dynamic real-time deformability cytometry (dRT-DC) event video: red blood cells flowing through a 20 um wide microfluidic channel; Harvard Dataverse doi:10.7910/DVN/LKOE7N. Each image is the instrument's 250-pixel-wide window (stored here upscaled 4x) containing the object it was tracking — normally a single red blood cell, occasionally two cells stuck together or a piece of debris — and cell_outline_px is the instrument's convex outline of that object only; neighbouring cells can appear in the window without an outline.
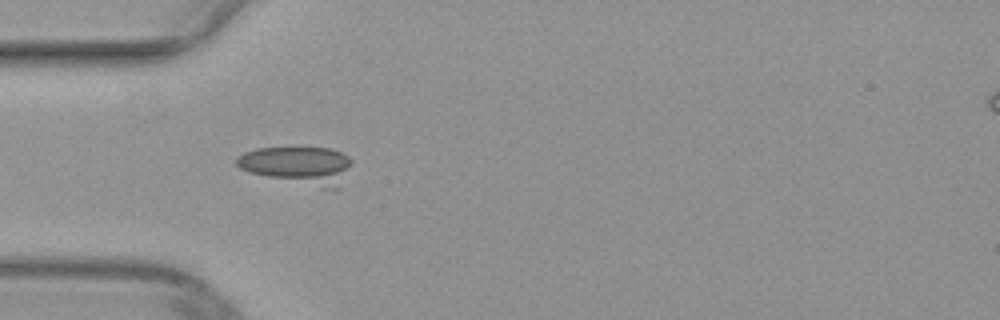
{"species": "common noctule bat (a hibernating species)", "species_latin": "Nyctalus noctula", "temperature_condition": "warm", "stored_images_in_passage": 39, "camera_frame_rate_fps": 3000, "um_per_image_px": 0.085, "animal": {"sex": "female", "body_mass_g": 29.2, "forearm_length_mm": 56.3}, "frame": {"image": 1, "passage_image": 4, "time_ms": 1.0, "image_size_px": [1000, 320], "cell_outline_px": [[352, 164], [340, 188], [324, 188], [248, 172], [240, 168], [236, 164], [236, 156], [244, 152], [256, 148], [332, 148], [348, 156], [352, 160]], "centroid_in_image_um": [25.36, 14.03], "position_along_channel_um": 59.6, "area_um2": 25.14}}
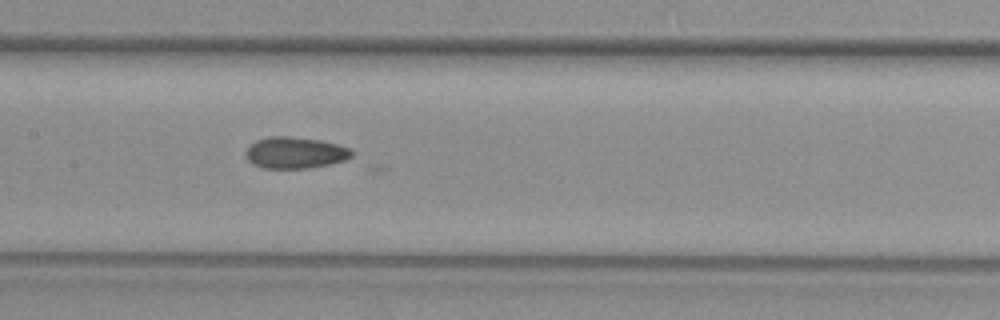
{"frame": {"image": 2, "passage_image": 13, "time_ms": 4.0, "image_size_px": [1000, 320], "cell_outline_px": [[352, 156], [344, 160], [328, 164], [308, 168], [264, 168], [252, 164], [248, 160], [244, 152], [256, 140], [268, 136], [288, 136], [320, 140], [336, 144], [348, 148], [352, 152]], "centroid_in_image_um": [25.04, 12.98], "position_along_channel_um": 182.4, "area_um2": 19.25}}
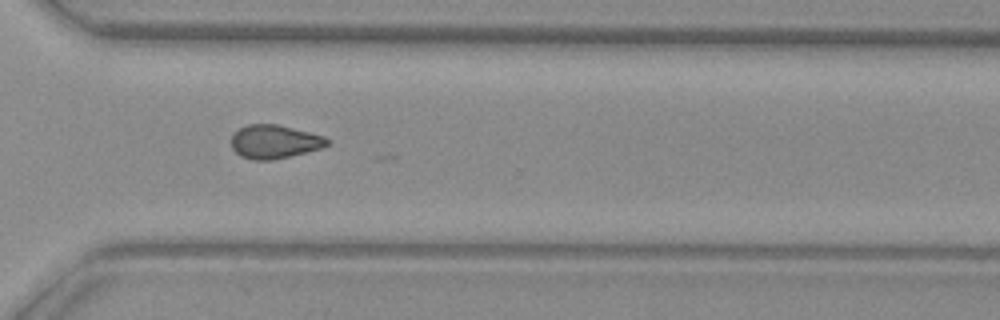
{"frame": {"image": 3, "passage_image": 25, "time_ms": 8.0, "image_size_px": [1000, 320], "cell_outline_px": [[332, 144], [320, 148], [272, 160], [252, 160], [240, 156], [232, 148], [232, 136], [240, 128], [248, 124], [276, 124], [324, 136], [332, 140]], "centroid_in_image_um": [23.35, 12.05], "position_along_channel_um": 347.3, "area_um2": 18.61}}